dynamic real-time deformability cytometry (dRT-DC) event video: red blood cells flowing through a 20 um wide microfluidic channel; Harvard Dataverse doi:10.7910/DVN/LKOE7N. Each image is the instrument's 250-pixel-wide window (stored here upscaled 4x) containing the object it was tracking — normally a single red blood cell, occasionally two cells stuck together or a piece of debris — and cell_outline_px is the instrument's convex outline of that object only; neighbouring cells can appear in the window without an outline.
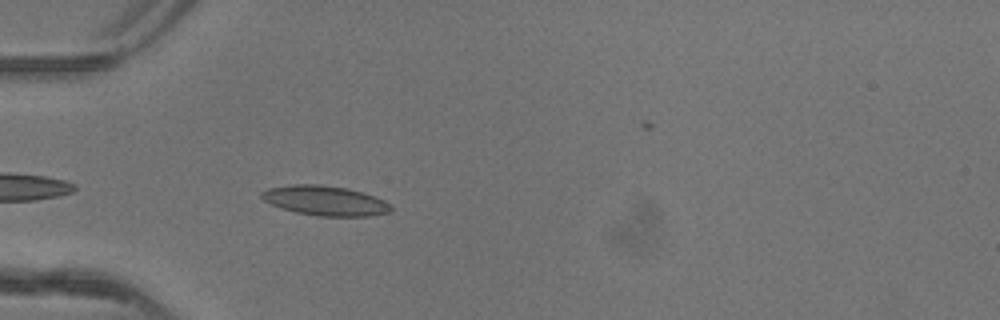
{"species": "common noctule bat (a hibernating species)", "species_latin": "Nyctalus noctula", "temperature_condition": "warm", "stored_images_in_passage": 33, "camera_frame_rate_fps": 3000, "um_per_image_px": 0.085, "animal": {"sex": "female"}, "frame": {"image": 1, "passage_image": 3, "time_ms": 0.667, "image_size_px": [1000, 320], "cell_outline_px": [[392, 208], [388, 212], [368, 216], [316, 216], [296, 212], [280, 208], [264, 200], [260, 196], [260, 192], [268, 188], [292, 184], [320, 184], [348, 188], [384, 200], [392, 204]], "centroid_in_image_um": [27.6, 17.05], "position_along_channel_um": 57.4, "area_um2": 22.43}}
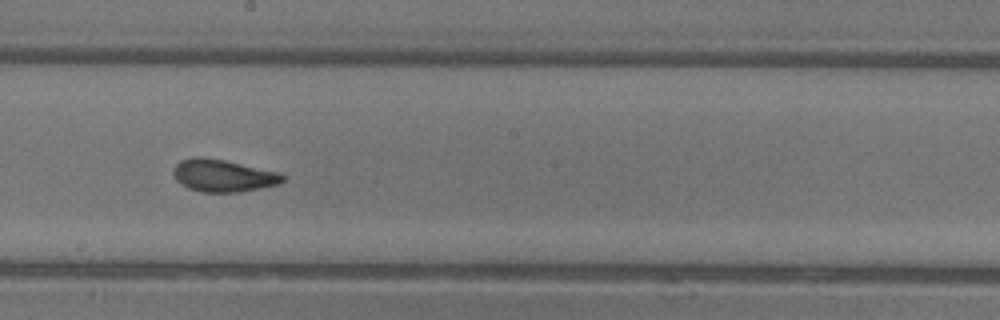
{"frame": {"image": 2, "passage_image": 16, "time_ms": 5.0, "image_size_px": [1000, 320], "cell_outline_px": [[284, 180], [276, 184], [260, 188], [240, 192], [200, 192], [188, 188], [180, 184], [176, 180], [172, 172], [172, 168], [180, 160], [192, 156], [200, 156], [224, 160], [280, 172], [284, 176]], "centroid_in_image_um": [18.9, 14.92], "position_along_channel_um": 229.3, "area_um2": 20.75}}
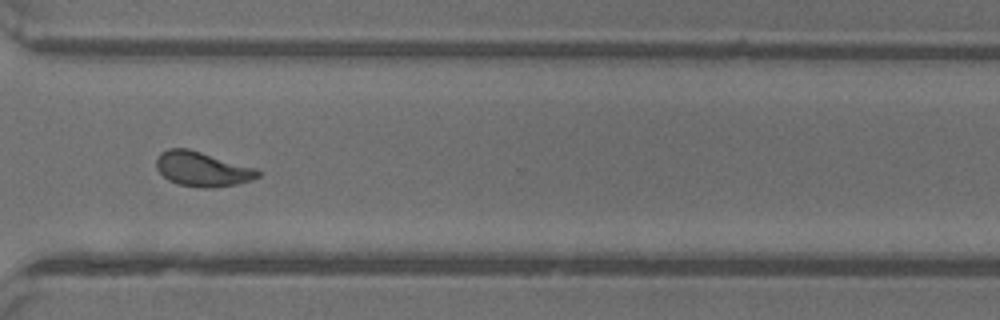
{"frame": {"image": 3, "passage_image": 25, "time_ms": 8.0, "image_size_px": [1000, 320], "cell_outline_px": [[260, 176], [252, 180], [236, 184], [212, 188], [204, 188], [180, 184], [168, 180], [156, 168], [156, 160], [160, 152], [168, 148], [188, 148], [260, 168]], "centroid_in_image_um": [17.24, 14.35], "position_along_channel_um": 353.4, "area_um2": 20.81}}